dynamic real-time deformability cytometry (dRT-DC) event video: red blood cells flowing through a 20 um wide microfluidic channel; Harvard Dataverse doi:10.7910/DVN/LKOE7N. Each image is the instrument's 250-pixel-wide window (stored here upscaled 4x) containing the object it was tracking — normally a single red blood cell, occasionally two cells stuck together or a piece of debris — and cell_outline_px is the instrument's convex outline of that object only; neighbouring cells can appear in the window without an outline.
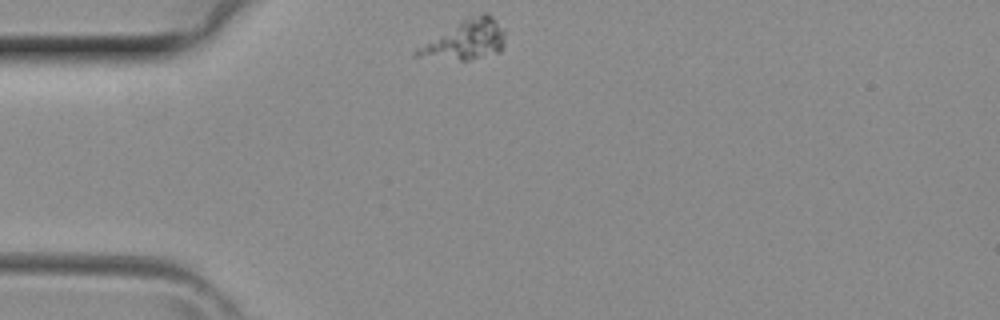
{"species": "common noctule bat (a hibernating species)", "species_latin": "Nyctalus noctula", "temperature_condition": "room temperature", "stored_images_in_passage": 2, "camera_frame_rate_fps": 3000, "um_per_image_px": 0.085, "animal": {"sex": "female", "body_mass_g": 29.2, "forearm_length_mm": 56.3}, "frame": {"image": 1, "passage_image": 1, "time_ms": 0.0, "image_size_px": [1000, 320], "cell_outline_px": [[504, 48], [500, 52], [468, 60], [460, 60], [412, 56], [412, 52], [416, 48], [460, 20], [484, 12], [488, 12], [492, 16], [504, 32]], "centroid_in_image_um": [39.56, 3.39], "position_along_channel_um": 45.4, "area_um2": 20.11}}